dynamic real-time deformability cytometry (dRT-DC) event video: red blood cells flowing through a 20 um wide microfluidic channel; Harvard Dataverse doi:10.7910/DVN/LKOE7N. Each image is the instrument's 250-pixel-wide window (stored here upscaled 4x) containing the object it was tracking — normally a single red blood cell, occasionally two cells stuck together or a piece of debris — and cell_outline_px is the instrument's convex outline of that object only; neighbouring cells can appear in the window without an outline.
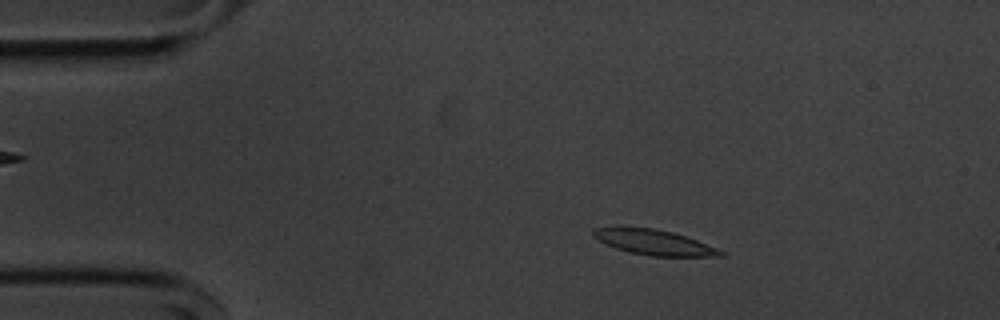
{"species": "common noctule bat (a hibernating species)", "species_latin": "Nyctalus noctula", "temperature_condition": "cold", "stored_images_in_passage": 54, "camera_frame_rate_fps": 3000, "um_per_image_px": 0.085, "animal": {"sex": "male", "body_mass_g": 20.1, "forearm_length_mm": 53.5}, "frame": {"image": 1, "passage_image": 9, "time_ms": 2.667, "image_size_px": [1000, 320], "cell_outline_px": [[728, 252], [724, 256], [652, 256], [628, 252], [604, 244], [596, 240], [592, 236], [592, 228], [652, 228], [672, 232], [696, 240]], "centroid_in_image_um": [55.6, 20.61], "position_along_channel_um": 29.4, "area_um2": 18.55}}
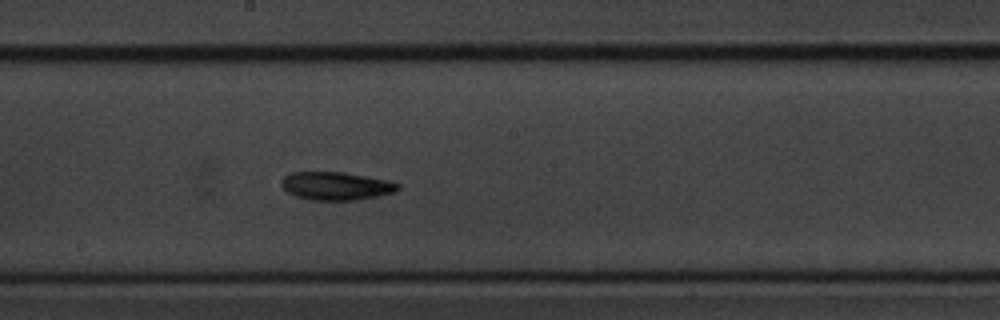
{"frame": {"image": 2, "passage_image": 29, "time_ms": 9.333, "image_size_px": [1000, 320], "cell_outline_px": [[400, 188], [396, 192], [356, 200], [312, 200], [296, 196], [288, 192], [280, 184], [284, 176], [292, 172], [344, 172], [384, 180], [400, 184]], "centroid_in_image_um": [28.55, 15.81], "position_along_channel_um": 219.6, "area_um2": 18.9}}
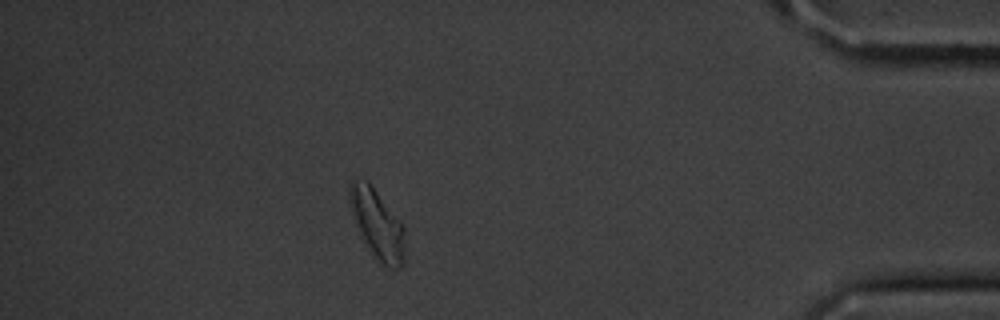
{"frame": {"image": 3, "passage_image": 48, "time_ms": 15.667, "image_size_px": [1000, 320], "cell_outline_px": [[404, 264], [400, 268], [388, 268], [376, 260], [372, 256], [360, 236], [356, 228], [352, 216], [348, 196], [348, 184], [352, 180], [368, 180], [404, 228]], "centroid_in_image_um": [32.02, 19.08], "position_along_channel_um": 403.2, "area_um2": 22.54}, "authors_computed_cell_mechanics": {"area_um2": 19.1896, "velocity_mm_per_s": 3.6012, "shape_relaxation_time_tau1_ms": 9.0148, "shape_relaxation_time_tau2_ms": 8.576, "deformation_change_tau1": 0.1865, "deformation_change_tau2": 0.1456}}